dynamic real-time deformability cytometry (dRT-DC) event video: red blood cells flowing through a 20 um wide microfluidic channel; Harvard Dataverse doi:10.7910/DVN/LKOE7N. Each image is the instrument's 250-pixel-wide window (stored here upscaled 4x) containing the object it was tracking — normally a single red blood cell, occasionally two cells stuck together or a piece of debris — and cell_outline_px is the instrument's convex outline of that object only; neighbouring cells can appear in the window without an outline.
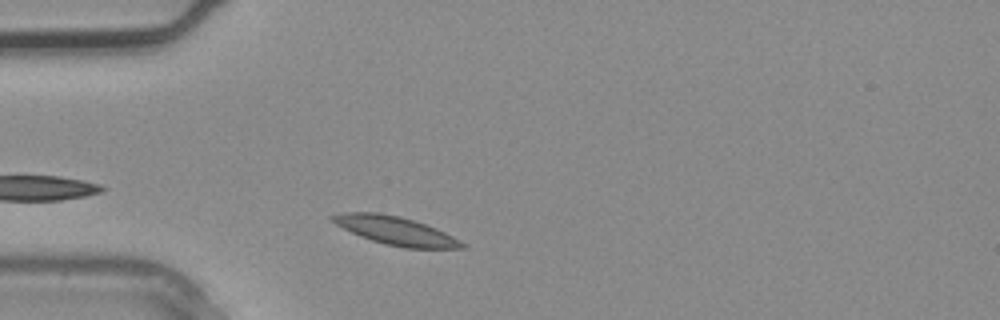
{"species": "common noctule bat (a hibernating species)", "species_latin": "Nyctalus noctula", "temperature_condition": "warm", "stored_images_in_passage": 1, "camera_frame_rate_fps": 3000, "um_per_image_px": 0.085, "animal": {"sex": "male", "body_mass_g": 20.4}, "frame": {"image": 1, "passage_image": 1, "time_ms": 0.0, "image_size_px": [1000, 320], "cell_outline_px": [[468, 244], [464, 248], [404, 248], [384, 244], [360, 236], [336, 224], [328, 216], [344, 212], [376, 212], [400, 216], [436, 228]], "centroid_in_image_um": [33.63, 19.61], "position_along_channel_um": 51.4, "area_um2": 21.21}}